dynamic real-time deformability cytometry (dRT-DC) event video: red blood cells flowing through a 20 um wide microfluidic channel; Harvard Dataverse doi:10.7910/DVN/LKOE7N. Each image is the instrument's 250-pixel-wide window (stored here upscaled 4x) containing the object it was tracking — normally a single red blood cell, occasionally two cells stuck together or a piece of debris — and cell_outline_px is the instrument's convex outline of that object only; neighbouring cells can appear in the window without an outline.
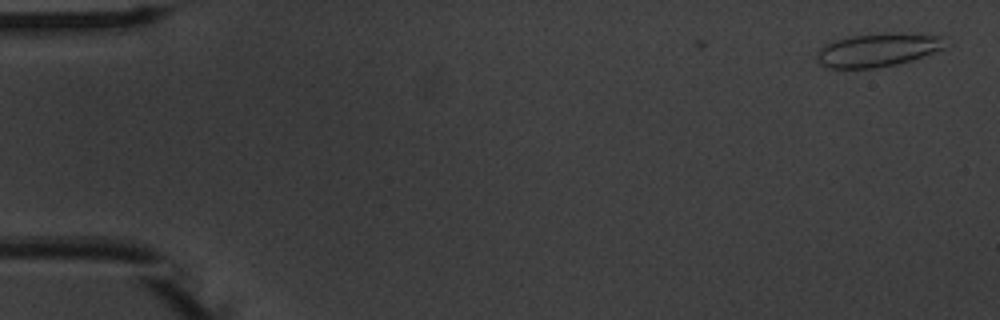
{"species": "common noctule bat (a hibernating species)", "species_latin": "Nyctalus noctula", "temperature_condition": "warm", "stored_images_in_passage": 2, "camera_frame_rate_fps": 3000, "um_per_image_px": 0.085, "animal": {"sex": "male", "body_mass_g": 20.1, "forearm_length_mm": 53.5}, "frame": {"image": 1, "passage_image": 2, "time_ms": 0.333, "image_size_px": [1000, 320], "cell_outline_px": [[952, 44], [944, 48], [912, 60], [896, 64], [876, 68], [828, 68], [820, 64], [816, 60], [816, 52], [824, 44], [848, 36], [896, 32], [900, 32], [944, 36]], "centroid_in_image_um": [74.66, 4.23], "position_along_channel_um": 10.3, "area_um2": 25.49}}